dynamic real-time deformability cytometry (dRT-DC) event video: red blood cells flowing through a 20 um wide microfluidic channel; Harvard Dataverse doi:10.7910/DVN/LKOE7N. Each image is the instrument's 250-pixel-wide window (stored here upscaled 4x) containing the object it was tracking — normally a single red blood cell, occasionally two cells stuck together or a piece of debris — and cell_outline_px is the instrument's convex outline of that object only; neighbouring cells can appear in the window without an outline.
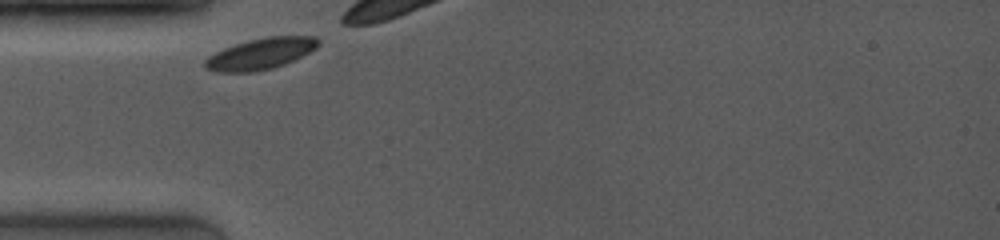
{"species": "common noctule bat (a hibernating species)", "species_latin": "Nyctalus noctula", "temperature_condition": "room temperature", "stored_images_in_passage": 52, "camera_frame_rate_fps": 4000, "um_per_image_px": 0.085, "animal": {"sex": "female", "body_mass_g": 19.0, "forearm_length_mm": 53.3}, "frame": {"image": 1, "passage_image": 1, "time_ms": 0.0, "image_size_px": [1000, 240], "cell_outline_px": [[320, 44], [316, 48], [284, 64], [272, 68], [252, 72], [216, 72], [204, 68], [204, 60], [208, 56], [224, 48], [248, 40], [268, 36], [316, 36], [320, 40]], "centroid_in_image_um": [22.13, 4.56], "position_along_channel_um": 62.9, "area_um2": 20.52}}
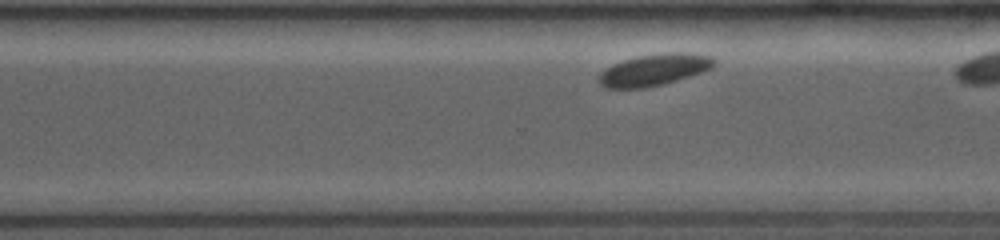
{"frame": {"image": 2, "passage_image": 44, "time_ms": 6.75, "image_size_px": [1000, 240], "cell_outline_px": [[716, 64], [700, 72], [664, 84], [644, 88], [604, 88], [596, 80], [600, 72], [612, 64], [624, 60], [640, 56], [668, 52], [684, 52], [712, 56], [716, 60]], "centroid_in_image_um": [55.56, 5.94], "position_along_channel_um": 315.0, "area_um2": 21.15}}